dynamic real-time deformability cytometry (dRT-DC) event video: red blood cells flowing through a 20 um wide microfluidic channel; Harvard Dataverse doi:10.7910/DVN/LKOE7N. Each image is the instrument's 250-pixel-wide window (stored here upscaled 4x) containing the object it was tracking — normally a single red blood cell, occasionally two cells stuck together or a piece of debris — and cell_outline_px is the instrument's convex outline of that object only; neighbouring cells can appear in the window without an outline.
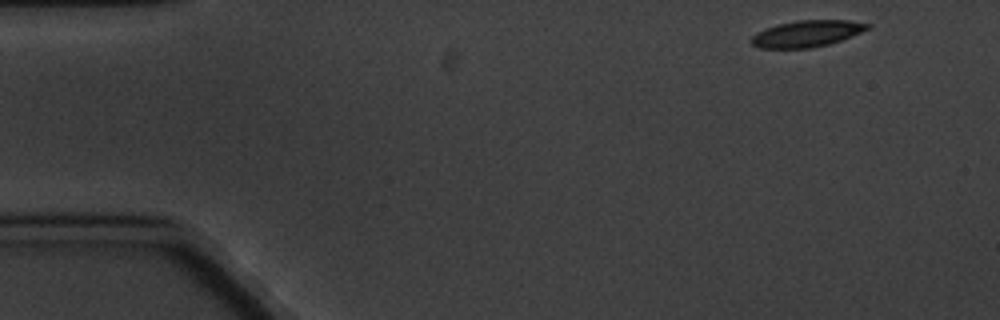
{"species": "common noctule bat (a hibernating species)", "species_latin": "Nyctalus noctula", "temperature_condition": "cold", "stored_images_in_passage": 6, "camera_frame_rate_fps": 3000, "um_per_image_px": 0.085, "animal": {"sex": "male", "body_mass_g": 20.1, "forearm_length_mm": 53.5}, "frame": {"image": 1, "passage_image": 1, "time_ms": 0.0, "image_size_px": [1000, 320], "cell_outline_px": [[872, 28], [852, 36], [828, 44], [812, 48], [760, 48], [752, 44], [752, 36], [756, 32], [764, 28], [776, 24], [796, 20], [848, 20], [872, 24]], "centroid_in_image_um": [68.6, 2.84], "position_along_channel_um": 16.4, "area_um2": 18.09}}
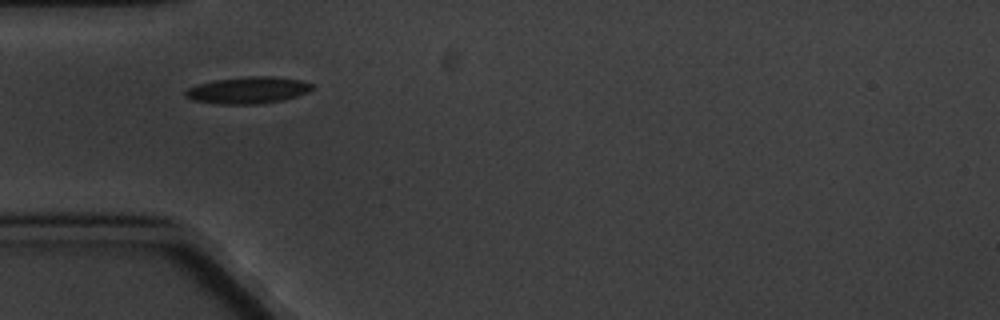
{"frame": {"image": 2, "passage_image": 5, "time_ms": 4.333, "image_size_px": [1000, 320], "cell_outline_px": [[316, 84], [308, 92], [284, 100], [256, 104], [220, 104], [192, 100], [184, 96], [184, 92], [188, 88], [196, 84], [216, 80], [244, 76], [272, 76], [300, 80]], "centroid_in_image_um": [21.07, 7.66], "position_along_channel_um": 63.9, "area_um2": 19.88}}